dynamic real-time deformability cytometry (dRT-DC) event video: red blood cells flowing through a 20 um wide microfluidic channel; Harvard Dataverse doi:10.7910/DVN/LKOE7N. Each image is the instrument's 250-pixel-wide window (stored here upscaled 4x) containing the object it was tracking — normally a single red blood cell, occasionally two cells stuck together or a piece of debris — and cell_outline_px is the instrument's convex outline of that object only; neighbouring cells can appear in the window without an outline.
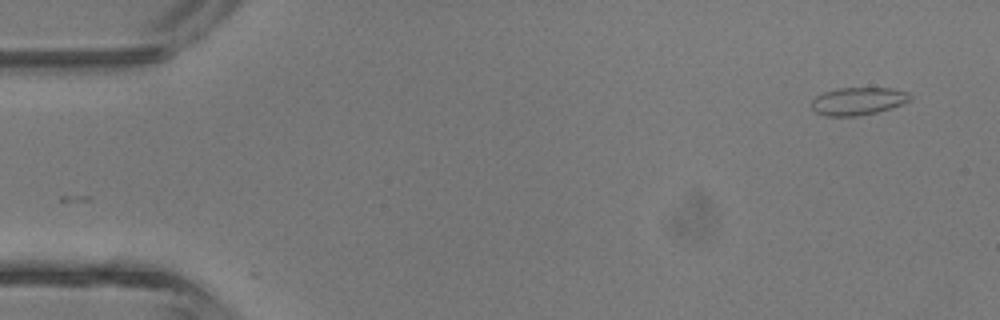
{"species": "common noctule bat (a hibernating species)", "species_latin": "Nyctalus noctula", "temperature_condition": "room temperature", "stored_images_in_passage": 4, "camera_frame_rate_fps": 3000, "um_per_image_px": 0.085, "animal": {"sex": "male", "body_mass_g": 13.3}, "frame": {"image": 1, "passage_image": 1, "time_ms": 0.0, "image_size_px": [1000, 320], "cell_outline_px": [[912, 100], [904, 104], [892, 108], [876, 112], [856, 116], [828, 116], [816, 112], [812, 108], [812, 100], [816, 96], [824, 92], [840, 88], [892, 88], [908, 92], [912, 96]], "centroid_in_image_um": [72.99, 8.59], "position_along_channel_um": 12.0, "area_um2": 15.95}}